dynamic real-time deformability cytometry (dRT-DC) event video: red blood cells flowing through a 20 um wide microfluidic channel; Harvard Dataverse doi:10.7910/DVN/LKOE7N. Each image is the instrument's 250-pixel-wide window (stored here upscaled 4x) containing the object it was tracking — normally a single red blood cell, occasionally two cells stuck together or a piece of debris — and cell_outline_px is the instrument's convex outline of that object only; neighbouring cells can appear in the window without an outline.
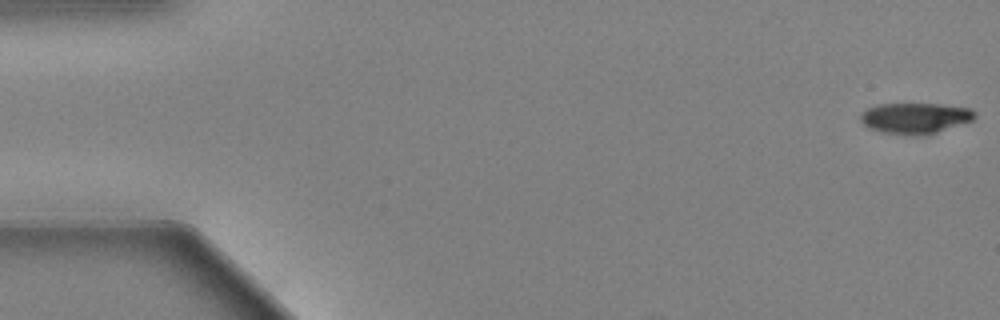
{"species": "Egyptian fruit bat (a non-hibernating species)", "species_latin": "Rousettus aegyptiacus", "temperature_condition": "warm", "stored_images_in_passage": 56, "camera_frame_rate_fps": 3000, "um_per_image_px": 0.085, "animal": {"sex": "female"}, "frame": {"image": 1, "passage_image": 1, "time_ms": 0.0, "image_size_px": [1000, 320], "cell_outline_px": [[976, 116], [972, 120], [928, 136], [916, 136], [884, 132], [868, 128], [860, 120], [860, 112], [876, 104], [940, 104], [972, 108], [976, 112]], "centroid_in_image_um": [77.8, 10.04], "position_along_channel_um": 7.2, "area_um2": 20.81}}
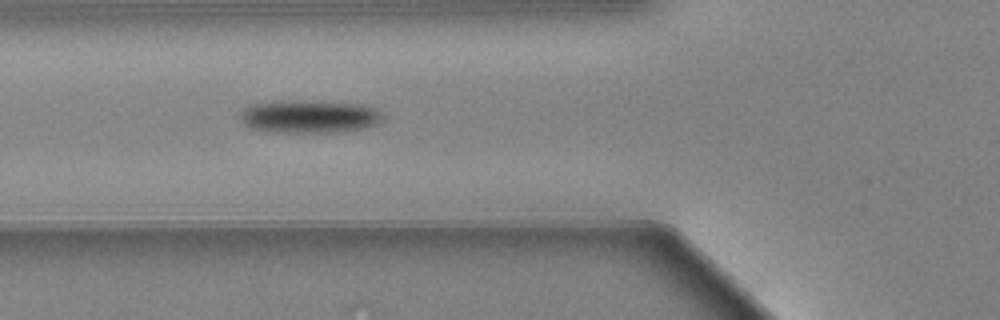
{"frame": {"image": 2, "passage_image": 21, "time_ms": 6.667, "image_size_px": [1000, 320], "cell_outline_px": [[380, 120], [376, 124], [364, 128], [340, 132], [272, 132], [252, 128], [240, 116], [244, 108], [252, 104], [284, 100], [312, 100], [364, 104], [376, 108], [380, 112]], "centroid_in_image_um": [26.33, 9.88], "position_along_channel_um": 99.5, "area_um2": 27.34}}
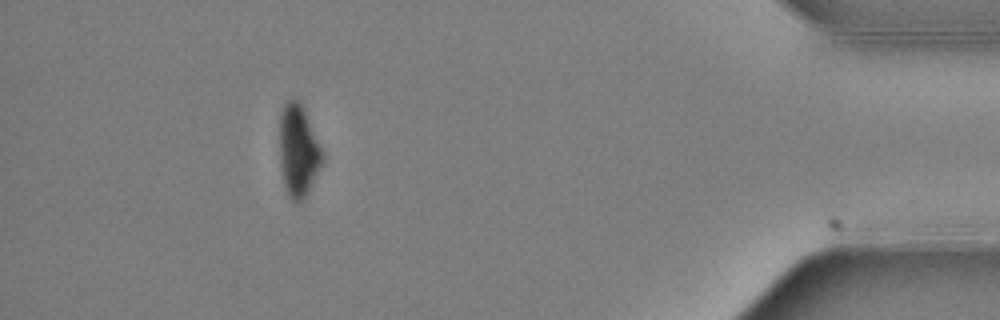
{"frame": {"image": 3, "passage_image": 51, "time_ms": 16.667, "image_size_px": [1000, 320], "cell_outline_px": [[324, 160], [304, 200], [300, 204], [292, 200], [288, 196], [284, 184], [280, 164], [280, 116], [284, 104], [288, 100], [296, 100], [300, 104], [324, 152]], "centroid_in_image_um": [25.36, 12.89], "position_along_channel_um": 409.8, "area_um2": 22.72}, "authors_computed_cell_mechanics": {"area_um2": 24.7384, "velocity_mm_per_s": 3.6716, "shape_relaxation_time_tau1_ms": 2.5007, "shape_relaxation_time_tau2_ms": null, "deformation_change_tau1": 0.1439, "deformation_change_tau2": null}}